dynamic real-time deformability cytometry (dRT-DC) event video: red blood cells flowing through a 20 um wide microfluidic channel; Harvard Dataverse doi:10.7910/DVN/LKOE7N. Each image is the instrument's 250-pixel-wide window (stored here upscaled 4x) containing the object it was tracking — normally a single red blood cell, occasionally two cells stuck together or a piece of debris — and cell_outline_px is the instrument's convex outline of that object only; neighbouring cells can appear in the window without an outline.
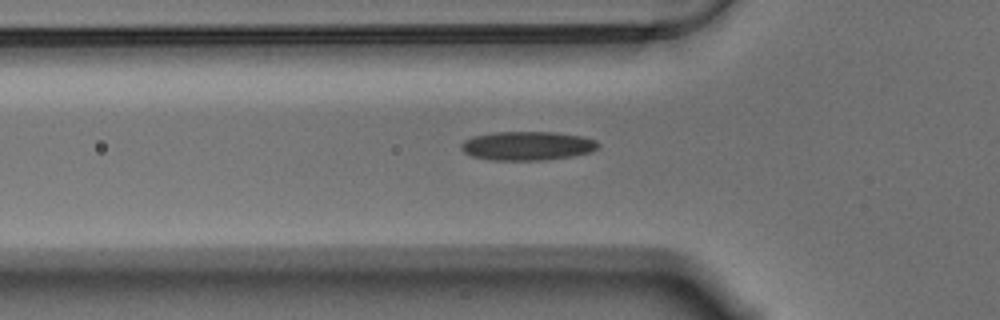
{"species": "Egyptian fruit bat (a non-hibernating species)", "species_latin": "Rousettus aegyptiacus", "temperature_condition": "warm", "stored_images_in_passage": 41, "camera_frame_rate_fps": 3000, "um_per_image_px": 0.085, "animal": {"sex": "male"}, "frame": {"image": 1, "passage_image": 10, "time_ms": 3.0, "image_size_px": [1000, 320], "cell_outline_px": [[600, 144], [592, 152], [572, 156], [544, 160], [492, 160], [472, 156], [464, 152], [460, 148], [460, 144], [464, 140], [472, 136], [496, 132], [552, 132], [584, 136], [596, 140]], "centroid_in_image_um": [44.82, 12.39], "position_along_channel_um": 81.0, "area_um2": 23.18}}
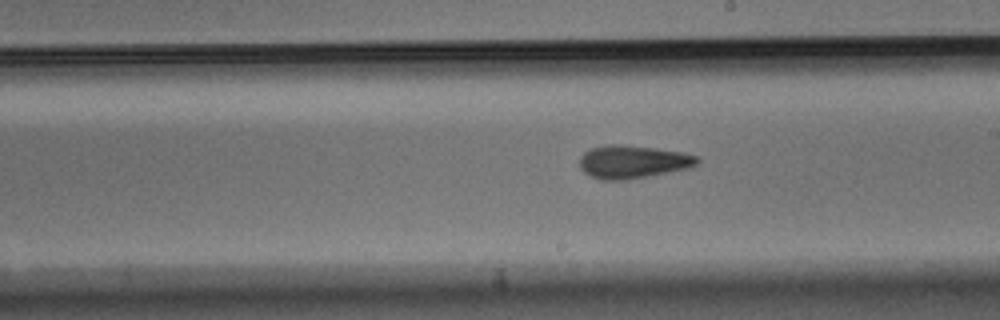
{"frame": {"image": 2, "passage_image": 23, "time_ms": 7.333, "image_size_px": [1000, 320], "cell_outline_px": [[700, 160], [696, 164], [688, 168], [648, 176], [624, 180], [600, 180], [584, 172], [580, 168], [580, 156], [588, 148], [608, 144], [620, 144], [656, 148], [684, 152], [696, 156]], "centroid_in_image_um": [53.75, 13.74], "position_along_channel_um": 235.2, "area_um2": 22.72}}
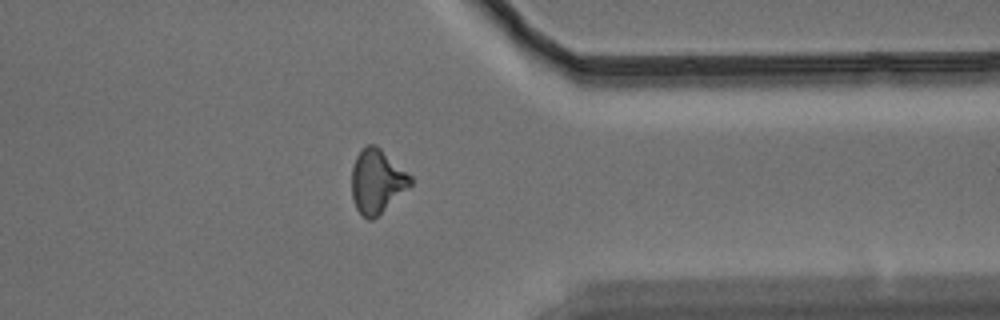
{"frame": {"image": 3, "passage_image": 36, "time_ms": 11.667, "image_size_px": [1000, 320], "cell_outline_px": [[412, 184], [372, 220], [368, 220], [356, 208], [352, 196], [352, 168], [356, 156], [368, 144], [376, 144], [412, 176]], "centroid_in_image_um": [32.04, 15.39], "position_along_channel_um": 379.4, "area_um2": 21.5}}